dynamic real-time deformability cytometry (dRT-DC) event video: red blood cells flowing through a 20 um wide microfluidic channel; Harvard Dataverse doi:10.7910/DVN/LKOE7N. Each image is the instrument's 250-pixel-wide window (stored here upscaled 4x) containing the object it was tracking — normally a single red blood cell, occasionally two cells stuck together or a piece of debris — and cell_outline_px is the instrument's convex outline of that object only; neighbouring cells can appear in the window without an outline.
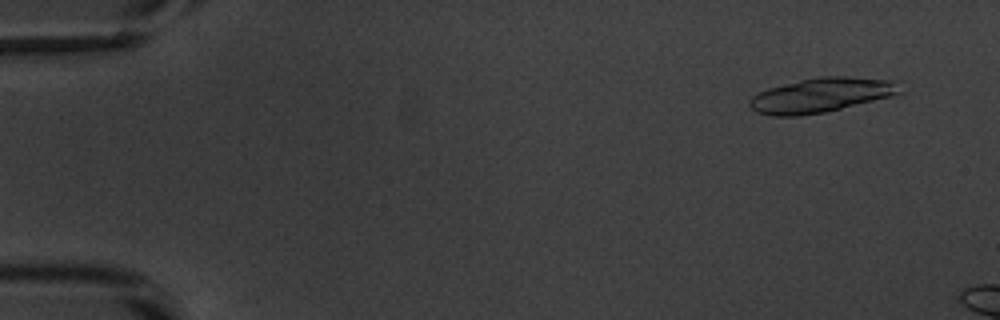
{"species": "common noctule bat (a hibernating species)", "species_latin": "Nyctalus noctula", "temperature_condition": "warm", "stored_images_in_passage": 9, "camera_frame_rate_fps": 3000, "um_per_image_px": 0.085, "animal": {"sex": "male", "body_mass_g": 20.1, "forearm_length_mm": 53.5}, "frame": {"image": 1, "passage_image": 4, "time_ms": 1.0, "image_size_px": [1000, 320], "cell_outline_px": [[904, 92], [892, 96], [824, 112], [800, 116], [772, 116], [756, 112], [748, 104], [748, 100], [752, 96], [768, 88], [800, 80], [820, 76], [844, 76], [888, 80]], "centroid_in_image_um": [69.72, 8.1], "position_along_channel_um": 15.3, "area_um2": 29.82}}